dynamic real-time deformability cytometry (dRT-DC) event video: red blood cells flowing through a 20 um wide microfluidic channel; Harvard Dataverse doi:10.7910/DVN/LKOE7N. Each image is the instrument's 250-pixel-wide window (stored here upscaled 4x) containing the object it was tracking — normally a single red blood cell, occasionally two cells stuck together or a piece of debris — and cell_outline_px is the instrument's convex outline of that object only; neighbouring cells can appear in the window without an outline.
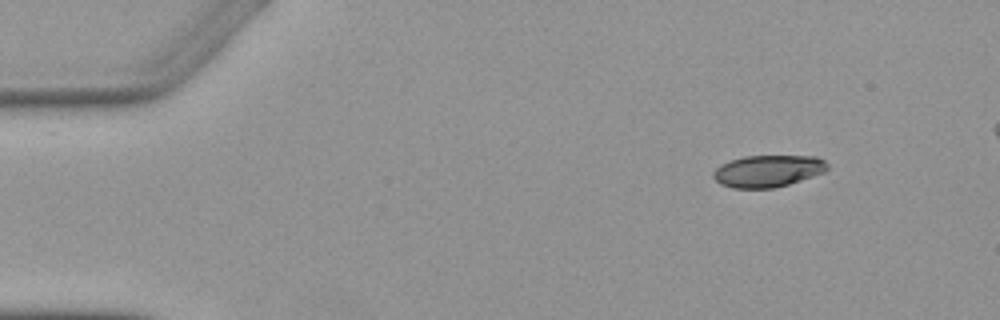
{"species": "Egyptian fruit bat (a non-hibernating species)", "species_latin": "Rousettus aegyptiacus", "temperature_condition": "warm", "stored_images_in_passage": 4, "camera_frame_rate_fps": 3000, "um_per_image_px": 0.085, "animal": {"sex": "female"}, "frame": {"image": 1, "passage_image": 1, "time_ms": 0.0, "image_size_px": [1000, 320], "cell_outline_px": [[828, 168], [824, 172], [788, 184], [772, 188], [732, 188], [720, 184], [712, 176], [712, 172], [720, 164], [744, 156], [816, 156], [824, 160], [828, 164]], "centroid_in_image_um": [65.25, 14.53], "position_along_channel_um": 19.8, "area_um2": 21.15}}